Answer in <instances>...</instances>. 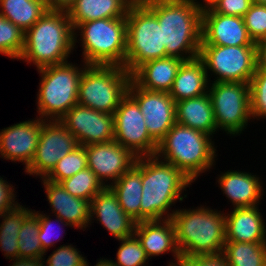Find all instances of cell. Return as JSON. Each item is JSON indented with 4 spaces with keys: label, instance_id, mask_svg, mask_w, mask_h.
<instances>
[{
    "label": "cell",
    "instance_id": "obj_43",
    "mask_svg": "<svg viewBox=\"0 0 266 266\" xmlns=\"http://www.w3.org/2000/svg\"><path fill=\"white\" fill-rule=\"evenodd\" d=\"M13 187L15 186H12L0 176V215L4 212L12 210L19 204L17 201H15V188Z\"/></svg>",
    "mask_w": 266,
    "mask_h": 266
},
{
    "label": "cell",
    "instance_id": "obj_15",
    "mask_svg": "<svg viewBox=\"0 0 266 266\" xmlns=\"http://www.w3.org/2000/svg\"><path fill=\"white\" fill-rule=\"evenodd\" d=\"M60 121L82 146L111 142L115 139L112 114L76 104Z\"/></svg>",
    "mask_w": 266,
    "mask_h": 266
},
{
    "label": "cell",
    "instance_id": "obj_49",
    "mask_svg": "<svg viewBox=\"0 0 266 266\" xmlns=\"http://www.w3.org/2000/svg\"><path fill=\"white\" fill-rule=\"evenodd\" d=\"M84 266H89V263L87 262V260L85 261ZM94 266H112V263L110 260L102 258V259H99V262H97V264Z\"/></svg>",
    "mask_w": 266,
    "mask_h": 266
},
{
    "label": "cell",
    "instance_id": "obj_21",
    "mask_svg": "<svg viewBox=\"0 0 266 266\" xmlns=\"http://www.w3.org/2000/svg\"><path fill=\"white\" fill-rule=\"evenodd\" d=\"M45 187L52 214L77 229L91 225L90 201L72 196L60 183L40 179Z\"/></svg>",
    "mask_w": 266,
    "mask_h": 266
},
{
    "label": "cell",
    "instance_id": "obj_29",
    "mask_svg": "<svg viewBox=\"0 0 266 266\" xmlns=\"http://www.w3.org/2000/svg\"><path fill=\"white\" fill-rule=\"evenodd\" d=\"M0 14L23 32L30 29L48 10L42 0H0Z\"/></svg>",
    "mask_w": 266,
    "mask_h": 266
},
{
    "label": "cell",
    "instance_id": "obj_7",
    "mask_svg": "<svg viewBox=\"0 0 266 266\" xmlns=\"http://www.w3.org/2000/svg\"><path fill=\"white\" fill-rule=\"evenodd\" d=\"M75 66L70 61L43 67L39 91L37 92V112L42 120H60L74 105L78 104L79 81L88 66Z\"/></svg>",
    "mask_w": 266,
    "mask_h": 266
},
{
    "label": "cell",
    "instance_id": "obj_3",
    "mask_svg": "<svg viewBox=\"0 0 266 266\" xmlns=\"http://www.w3.org/2000/svg\"><path fill=\"white\" fill-rule=\"evenodd\" d=\"M74 30L67 11L47 10L25 32L19 57L36 69L65 63L74 49Z\"/></svg>",
    "mask_w": 266,
    "mask_h": 266
},
{
    "label": "cell",
    "instance_id": "obj_32",
    "mask_svg": "<svg viewBox=\"0 0 266 266\" xmlns=\"http://www.w3.org/2000/svg\"><path fill=\"white\" fill-rule=\"evenodd\" d=\"M38 236L39 218L31 210L23 218V224L18 233V254L20 258H44L45 252Z\"/></svg>",
    "mask_w": 266,
    "mask_h": 266
},
{
    "label": "cell",
    "instance_id": "obj_9",
    "mask_svg": "<svg viewBox=\"0 0 266 266\" xmlns=\"http://www.w3.org/2000/svg\"><path fill=\"white\" fill-rule=\"evenodd\" d=\"M125 69L132 74L143 63L166 57L162 27L147 7H129Z\"/></svg>",
    "mask_w": 266,
    "mask_h": 266
},
{
    "label": "cell",
    "instance_id": "obj_46",
    "mask_svg": "<svg viewBox=\"0 0 266 266\" xmlns=\"http://www.w3.org/2000/svg\"><path fill=\"white\" fill-rule=\"evenodd\" d=\"M10 266H44L43 259L37 258H15Z\"/></svg>",
    "mask_w": 266,
    "mask_h": 266
},
{
    "label": "cell",
    "instance_id": "obj_20",
    "mask_svg": "<svg viewBox=\"0 0 266 266\" xmlns=\"http://www.w3.org/2000/svg\"><path fill=\"white\" fill-rule=\"evenodd\" d=\"M134 234L150 259L171 252L175 260L174 263L169 262V265L178 264L181 253L176 243V231L172 219L137 222Z\"/></svg>",
    "mask_w": 266,
    "mask_h": 266
},
{
    "label": "cell",
    "instance_id": "obj_39",
    "mask_svg": "<svg viewBox=\"0 0 266 266\" xmlns=\"http://www.w3.org/2000/svg\"><path fill=\"white\" fill-rule=\"evenodd\" d=\"M80 251L70 245H61L48 256L45 266H84L86 257H83Z\"/></svg>",
    "mask_w": 266,
    "mask_h": 266
},
{
    "label": "cell",
    "instance_id": "obj_1",
    "mask_svg": "<svg viewBox=\"0 0 266 266\" xmlns=\"http://www.w3.org/2000/svg\"><path fill=\"white\" fill-rule=\"evenodd\" d=\"M197 0H153L147 7L162 27L166 57L184 61L199 57L202 9Z\"/></svg>",
    "mask_w": 266,
    "mask_h": 266
},
{
    "label": "cell",
    "instance_id": "obj_18",
    "mask_svg": "<svg viewBox=\"0 0 266 266\" xmlns=\"http://www.w3.org/2000/svg\"><path fill=\"white\" fill-rule=\"evenodd\" d=\"M40 132L41 119L38 116L1 129L0 158L21 162L26 169L35 156Z\"/></svg>",
    "mask_w": 266,
    "mask_h": 266
},
{
    "label": "cell",
    "instance_id": "obj_2",
    "mask_svg": "<svg viewBox=\"0 0 266 266\" xmlns=\"http://www.w3.org/2000/svg\"><path fill=\"white\" fill-rule=\"evenodd\" d=\"M141 180L140 222L172 219V205L187 197L181 194L193 183L180 169L156 156L141 157Z\"/></svg>",
    "mask_w": 266,
    "mask_h": 266
},
{
    "label": "cell",
    "instance_id": "obj_26",
    "mask_svg": "<svg viewBox=\"0 0 266 266\" xmlns=\"http://www.w3.org/2000/svg\"><path fill=\"white\" fill-rule=\"evenodd\" d=\"M176 123L202 131L210 136L216 134L211 99L208 93L176 102Z\"/></svg>",
    "mask_w": 266,
    "mask_h": 266
},
{
    "label": "cell",
    "instance_id": "obj_37",
    "mask_svg": "<svg viewBox=\"0 0 266 266\" xmlns=\"http://www.w3.org/2000/svg\"><path fill=\"white\" fill-rule=\"evenodd\" d=\"M252 119L266 118V71L256 70L249 83Z\"/></svg>",
    "mask_w": 266,
    "mask_h": 266
},
{
    "label": "cell",
    "instance_id": "obj_22",
    "mask_svg": "<svg viewBox=\"0 0 266 266\" xmlns=\"http://www.w3.org/2000/svg\"><path fill=\"white\" fill-rule=\"evenodd\" d=\"M217 181L223 195H226L234 208L257 206L260 199H263L264 190L260 177L249 172L228 170L219 175Z\"/></svg>",
    "mask_w": 266,
    "mask_h": 266
},
{
    "label": "cell",
    "instance_id": "obj_25",
    "mask_svg": "<svg viewBox=\"0 0 266 266\" xmlns=\"http://www.w3.org/2000/svg\"><path fill=\"white\" fill-rule=\"evenodd\" d=\"M209 76L199 57L183 61L177 71L169 95L175 102H178L206 94L209 91Z\"/></svg>",
    "mask_w": 266,
    "mask_h": 266
},
{
    "label": "cell",
    "instance_id": "obj_30",
    "mask_svg": "<svg viewBox=\"0 0 266 266\" xmlns=\"http://www.w3.org/2000/svg\"><path fill=\"white\" fill-rule=\"evenodd\" d=\"M28 207L18 204L12 210L0 215V249L10 261L19 258L18 233L23 224V218L31 211Z\"/></svg>",
    "mask_w": 266,
    "mask_h": 266
},
{
    "label": "cell",
    "instance_id": "obj_36",
    "mask_svg": "<svg viewBox=\"0 0 266 266\" xmlns=\"http://www.w3.org/2000/svg\"><path fill=\"white\" fill-rule=\"evenodd\" d=\"M118 241L121 245L116 253L117 260L110 259L112 266H146L149 257L135 234Z\"/></svg>",
    "mask_w": 266,
    "mask_h": 266
},
{
    "label": "cell",
    "instance_id": "obj_8",
    "mask_svg": "<svg viewBox=\"0 0 266 266\" xmlns=\"http://www.w3.org/2000/svg\"><path fill=\"white\" fill-rule=\"evenodd\" d=\"M131 80L124 67L88 65L79 81L78 104L113 115L128 94Z\"/></svg>",
    "mask_w": 266,
    "mask_h": 266
},
{
    "label": "cell",
    "instance_id": "obj_42",
    "mask_svg": "<svg viewBox=\"0 0 266 266\" xmlns=\"http://www.w3.org/2000/svg\"><path fill=\"white\" fill-rule=\"evenodd\" d=\"M253 0H219L212 8L222 15L243 17Z\"/></svg>",
    "mask_w": 266,
    "mask_h": 266
},
{
    "label": "cell",
    "instance_id": "obj_35",
    "mask_svg": "<svg viewBox=\"0 0 266 266\" xmlns=\"http://www.w3.org/2000/svg\"><path fill=\"white\" fill-rule=\"evenodd\" d=\"M24 35L25 32L0 14V54L18 60L24 48Z\"/></svg>",
    "mask_w": 266,
    "mask_h": 266
},
{
    "label": "cell",
    "instance_id": "obj_11",
    "mask_svg": "<svg viewBox=\"0 0 266 266\" xmlns=\"http://www.w3.org/2000/svg\"><path fill=\"white\" fill-rule=\"evenodd\" d=\"M199 58L215 81L250 83L256 68V46L201 45Z\"/></svg>",
    "mask_w": 266,
    "mask_h": 266
},
{
    "label": "cell",
    "instance_id": "obj_28",
    "mask_svg": "<svg viewBox=\"0 0 266 266\" xmlns=\"http://www.w3.org/2000/svg\"><path fill=\"white\" fill-rule=\"evenodd\" d=\"M128 9L123 0H75L67 14L74 29L92 20L126 17Z\"/></svg>",
    "mask_w": 266,
    "mask_h": 266
},
{
    "label": "cell",
    "instance_id": "obj_38",
    "mask_svg": "<svg viewBox=\"0 0 266 266\" xmlns=\"http://www.w3.org/2000/svg\"><path fill=\"white\" fill-rule=\"evenodd\" d=\"M243 20L253 42L266 38V5L252 3Z\"/></svg>",
    "mask_w": 266,
    "mask_h": 266
},
{
    "label": "cell",
    "instance_id": "obj_23",
    "mask_svg": "<svg viewBox=\"0 0 266 266\" xmlns=\"http://www.w3.org/2000/svg\"><path fill=\"white\" fill-rule=\"evenodd\" d=\"M259 206L233 208L225 215L226 241L266 242V226Z\"/></svg>",
    "mask_w": 266,
    "mask_h": 266
},
{
    "label": "cell",
    "instance_id": "obj_27",
    "mask_svg": "<svg viewBox=\"0 0 266 266\" xmlns=\"http://www.w3.org/2000/svg\"><path fill=\"white\" fill-rule=\"evenodd\" d=\"M116 194L124 212L136 223L140 222L142 197L141 157L115 183L109 186Z\"/></svg>",
    "mask_w": 266,
    "mask_h": 266
},
{
    "label": "cell",
    "instance_id": "obj_13",
    "mask_svg": "<svg viewBox=\"0 0 266 266\" xmlns=\"http://www.w3.org/2000/svg\"><path fill=\"white\" fill-rule=\"evenodd\" d=\"M76 138L60 120H42L35 156L25 169L29 175L45 178L64 156L78 146Z\"/></svg>",
    "mask_w": 266,
    "mask_h": 266
},
{
    "label": "cell",
    "instance_id": "obj_50",
    "mask_svg": "<svg viewBox=\"0 0 266 266\" xmlns=\"http://www.w3.org/2000/svg\"><path fill=\"white\" fill-rule=\"evenodd\" d=\"M253 3L266 5V0H253Z\"/></svg>",
    "mask_w": 266,
    "mask_h": 266
},
{
    "label": "cell",
    "instance_id": "obj_5",
    "mask_svg": "<svg viewBox=\"0 0 266 266\" xmlns=\"http://www.w3.org/2000/svg\"><path fill=\"white\" fill-rule=\"evenodd\" d=\"M225 214L203 205L196 209H176L172 221L181 255L222 252L226 241Z\"/></svg>",
    "mask_w": 266,
    "mask_h": 266
},
{
    "label": "cell",
    "instance_id": "obj_41",
    "mask_svg": "<svg viewBox=\"0 0 266 266\" xmlns=\"http://www.w3.org/2000/svg\"><path fill=\"white\" fill-rule=\"evenodd\" d=\"M180 266H229L223 252L201 255H181Z\"/></svg>",
    "mask_w": 266,
    "mask_h": 266
},
{
    "label": "cell",
    "instance_id": "obj_12",
    "mask_svg": "<svg viewBox=\"0 0 266 266\" xmlns=\"http://www.w3.org/2000/svg\"><path fill=\"white\" fill-rule=\"evenodd\" d=\"M115 141L134 156H155L158 144L150 137L138 103L127 94L113 113Z\"/></svg>",
    "mask_w": 266,
    "mask_h": 266
},
{
    "label": "cell",
    "instance_id": "obj_48",
    "mask_svg": "<svg viewBox=\"0 0 266 266\" xmlns=\"http://www.w3.org/2000/svg\"><path fill=\"white\" fill-rule=\"evenodd\" d=\"M218 1L219 0H203V4L199 2L198 4L202 10H206V9L212 8Z\"/></svg>",
    "mask_w": 266,
    "mask_h": 266
},
{
    "label": "cell",
    "instance_id": "obj_14",
    "mask_svg": "<svg viewBox=\"0 0 266 266\" xmlns=\"http://www.w3.org/2000/svg\"><path fill=\"white\" fill-rule=\"evenodd\" d=\"M128 94L138 103L150 137L158 144L176 124V102L167 92L148 91L131 80Z\"/></svg>",
    "mask_w": 266,
    "mask_h": 266
},
{
    "label": "cell",
    "instance_id": "obj_33",
    "mask_svg": "<svg viewBox=\"0 0 266 266\" xmlns=\"http://www.w3.org/2000/svg\"><path fill=\"white\" fill-rule=\"evenodd\" d=\"M60 184L72 196L90 202L105 187L88 167L61 181Z\"/></svg>",
    "mask_w": 266,
    "mask_h": 266
},
{
    "label": "cell",
    "instance_id": "obj_52",
    "mask_svg": "<svg viewBox=\"0 0 266 266\" xmlns=\"http://www.w3.org/2000/svg\"><path fill=\"white\" fill-rule=\"evenodd\" d=\"M167 266H180L179 264H176V265H167Z\"/></svg>",
    "mask_w": 266,
    "mask_h": 266
},
{
    "label": "cell",
    "instance_id": "obj_47",
    "mask_svg": "<svg viewBox=\"0 0 266 266\" xmlns=\"http://www.w3.org/2000/svg\"><path fill=\"white\" fill-rule=\"evenodd\" d=\"M128 7L148 6L153 0H123Z\"/></svg>",
    "mask_w": 266,
    "mask_h": 266
},
{
    "label": "cell",
    "instance_id": "obj_16",
    "mask_svg": "<svg viewBox=\"0 0 266 266\" xmlns=\"http://www.w3.org/2000/svg\"><path fill=\"white\" fill-rule=\"evenodd\" d=\"M84 147L87 155L88 168L95 173L97 179L105 187H109L115 183L132 167L137 158L115 140L95 143ZM108 180L110 182L109 184L107 183Z\"/></svg>",
    "mask_w": 266,
    "mask_h": 266
},
{
    "label": "cell",
    "instance_id": "obj_17",
    "mask_svg": "<svg viewBox=\"0 0 266 266\" xmlns=\"http://www.w3.org/2000/svg\"><path fill=\"white\" fill-rule=\"evenodd\" d=\"M201 45L256 46L249 37L243 17L217 13L213 8L202 10Z\"/></svg>",
    "mask_w": 266,
    "mask_h": 266
},
{
    "label": "cell",
    "instance_id": "obj_40",
    "mask_svg": "<svg viewBox=\"0 0 266 266\" xmlns=\"http://www.w3.org/2000/svg\"><path fill=\"white\" fill-rule=\"evenodd\" d=\"M33 212L38 216L39 218V236L38 238L40 239L41 245H42V249L45 252V255L47 253V250L52 247L53 245L55 246V242L59 241L62 237L60 236L58 240L55 241L54 238V234L56 235V232L54 230V223L53 222H58L59 225V229L61 230L62 227L60 228V224L64 225V226H69L72 227L70 224L62 221L59 217H55V221L52 220V218H50L49 216L51 215H46L43 212H39V211H35L33 209ZM52 220V221H51ZM55 222V223H56ZM59 230V231H60ZM63 232V231H62ZM60 233V232H59ZM53 234V235H52ZM58 237V236H57ZM55 241V242H54Z\"/></svg>",
    "mask_w": 266,
    "mask_h": 266
},
{
    "label": "cell",
    "instance_id": "obj_19",
    "mask_svg": "<svg viewBox=\"0 0 266 266\" xmlns=\"http://www.w3.org/2000/svg\"><path fill=\"white\" fill-rule=\"evenodd\" d=\"M90 217V221L97 218L96 220L117 240L134 234L136 222L121 208L110 187H104L93 197L90 202Z\"/></svg>",
    "mask_w": 266,
    "mask_h": 266
},
{
    "label": "cell",
    "instance_id": "obj_51",
    "mask_svg": "<svg viewBox=\"0 0 266 266\" xmlns=\"http://www.w3.org/2000/svg\"><path fill=\"white\" fill-rule=\"evenodd\" d=\"M75 0H71V6L74 4Z\"/></svg>",
    "mask_w": 266,
    "mask_h": 266
},
{
    "label": "cell",
    "instance_id": "obj_24",
    "mask_svg": "<svg viewBox=\"0 0 266 266\" xmlns=\"http://www.w3.org/2000/svg\"><path fill=\"white\" fill-rule=\"evenodd\" d=\"M183 61L169 56L147 61L131 74L132 80L145 90L169 93Z\"/></svg>",
    "mask_w": 266,
    "mask_h": 266
},
{
    "label": "cell",
    "instance_id": "obj_10",
    "mask_svg": "<svg viewBox=\"0 0 266 266\" xmlns=\"http://www.w3.org/2000/svg\"><path fill=\"white\" fill-rule=\"evenodd\" d=\"M209 87L217 131L240 135L252 119L249 83L213 82Z\"/></svg>",
    "mask_w": 266,
    "mask_h": 266
},
{
    "label": "cell",
    "instance_id": "obj_6",
    "mask_svg": "<svg viewBox=\"0 0 266 266\" xmlns=\"http://www.w3.org/2000/svg\"><path fill=\"white\" fill-rule=\"evenodd\" d=\"M73 30L74 49L76 42H78V35L81 37L79 41H82V61L84 63L125 68L127 51L126 17L92 20L78 24Z\"/></svg>",
    "mask_w": 266,
    "mask_h": 266
},
{
    "label": "cell",
    "instance_id": "obj_4",
    "mask_svg": "<svg viewBox=\"0 0 266 266\" xmlns=\"http://www.w3.org/2000/svg\"><path fill=\"white\" fill-rule=\"evenodd\" d=\"M212 138L202 131L176 123L158 143L155 156L180 169L195 182L217 160Z\"/></svg>",
    "mask_w": 266,
    "mask_h": 266
},
{
    "label": "cell",
    "instance_id": "obj_44",
    "mask_svg": "<svg viewBox=\"0 0 266 266\" xmlns=\"http://www.w3.org/2000/svg\"><path fill=\"white\" fill-rule=\"evenodd\" d=\"M256 60H257L256 70L266 71V38L256 43Z\"/></svg>",
    "mask_w": 266,
    "mask_h": 266
},
{
    "label": "cell",
    "instance_id": "obj_45",
    "mask_svg": "<svg viewBox=\"0 0 266 266\" xmlns=\"http://www.w3.org/2000/svg\"><path fill=\"white\" fill-rule=\"evenodd\" d=\"M49 10L68 11L71 0H42Z\"/></svg>",
    "mask_w": 266,
    "mask_h": 266
},
{
    "label": "cell",
    "instance_id": "obj_31",
    "mask_svg": "<svg viewBox=\"0 0 266 266\" xmlns=\"http://www.w3.org/2000/svg\"><path fill=\"white\" fill-rule=\"evenodd\" d=\"M222 252L229 266H266V242L225 241Z\"/></svg>",
    "mask_w": 266,
    "mask_h": 266
},
{
    "label": "cell",
    "instance_id": "obj_34",
    "mask_svg": "<svg viewBox=\"0 0 266 266\" xmlns=\"http://www.w3.org/2000/svg\"><path fill=\"white\" fill-rule=\"evenodd\" d=\"M87 167L88 165L85 147L78 145L70 153L58 161L52 171L44 179L55 183H60L61 181L70 178L77 172L84 170Z\"/></svg>",
    "mask_w": 266,
    "mask_h": 266
}]
</instances>
